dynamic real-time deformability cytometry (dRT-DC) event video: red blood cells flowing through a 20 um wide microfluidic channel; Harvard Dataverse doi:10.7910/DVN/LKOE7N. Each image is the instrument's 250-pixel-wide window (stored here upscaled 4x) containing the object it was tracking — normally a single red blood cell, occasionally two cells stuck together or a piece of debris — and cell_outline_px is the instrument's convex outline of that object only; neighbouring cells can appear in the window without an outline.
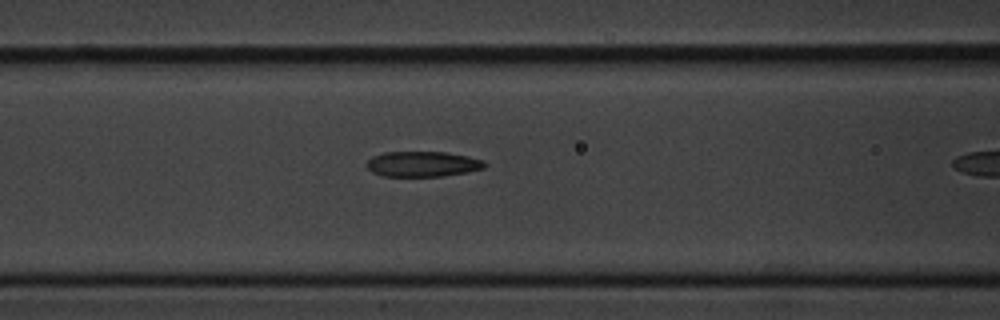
{"species": "common noctule bat (a hibernating species)", "species_latin": "Nyctalus noctula", "temperature_condition": "cold", "stored_images_in_passage": 4, "camera_frame_rate_fps": 3000, "um_per_image_px": 0.085, "animal": {"sex": "male", "body_mass_g": 20.1, "forearm_length_mm": 53.5}, "frame": {"image": 1, "passage_image": 3, "time_ms": 0.667, "image_size_px": [1000, 320], "cell_outline_px": [[484, 168], [468, 172], [440, 176], [384, 176], [372, 172], [368, 168], [368, 160], [372, 156], [384, 152], [444, 152], [468, 156], [484, 160]], "centroid_in_image_um": [35.92, 13.94], "position_along_channel_um": 130.7, "area_um2": 17.28}}